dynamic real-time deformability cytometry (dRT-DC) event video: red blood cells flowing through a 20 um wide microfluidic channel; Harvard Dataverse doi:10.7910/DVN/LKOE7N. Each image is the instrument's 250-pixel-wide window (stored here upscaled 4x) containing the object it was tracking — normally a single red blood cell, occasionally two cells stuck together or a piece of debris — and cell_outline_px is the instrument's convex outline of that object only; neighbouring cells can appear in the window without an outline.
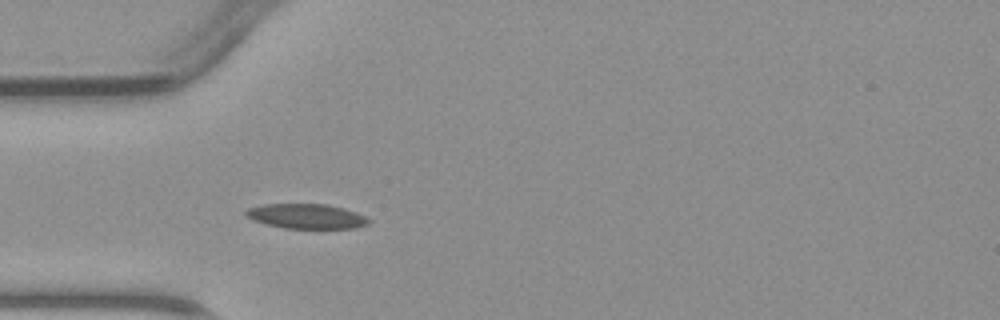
{"species": "common noctule bat (a hibernating species)", "species_latin": "Nyctalus noctula", "temperature_condition": "warm", "stored_images_in_passage": 3, "camera_frame_rate_fps": 3000, "um_per_image_px": 0.085, "animal": {"sex": "male", "body_mass_g": 23.1, "forearm_length_mm": 52.7}, "frame": {"image": 1, "passage_image": 3, "time_ms": 2.667, "image_size_px": [1000, 320], "cell_outline_px": [[372, 220], [368, 224], [356, 228], [284, 228], [252, 220], [244, 216], [244, 212], [248, 208], [264, 204], [324, 204], [344, 208], [356, 212]], "centroid_in_image_um": [26.04, 18.38], "position_along_channel_um": 59.0, "area_um2": 17.74}}